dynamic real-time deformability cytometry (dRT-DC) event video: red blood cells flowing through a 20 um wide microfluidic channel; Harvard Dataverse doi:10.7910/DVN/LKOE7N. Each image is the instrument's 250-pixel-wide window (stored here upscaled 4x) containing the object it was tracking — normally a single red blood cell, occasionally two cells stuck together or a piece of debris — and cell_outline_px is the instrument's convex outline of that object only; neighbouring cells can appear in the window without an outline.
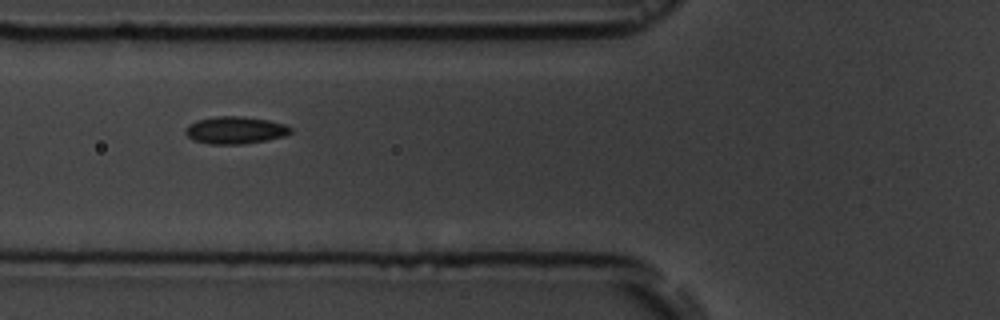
{"species": "common noctule bat (a hibernating species)", "species_latin": "Nyctalus noctula", "temperature_condition": "room temperature", "stored_images_in_passage": 13, "camera_frame_rate_fps": 3000, "um_per_image_px": 0.085, "animal": {"sex": "male", "body_mass_g": 19.5, "forearm_length_mm": 54.6}, "frame": {"image": 1, "passage_image": 4, "time_ms": 3.667, "image_size_px": [1000, 320], "cell_outline_px": [[292, 132], [284, 136], [268, 140], [244, 144], [208, 144], [192, 140], [184, 132], [184, 128], [188, 124], [196, 120], [216, 116], [244, 116], [268, 120], [284, 124], [292, 128]], "centroid_in_image_um": [19.96, 11.06], "position_along_channel_um": 105.8, "area_um2": 16.99}}
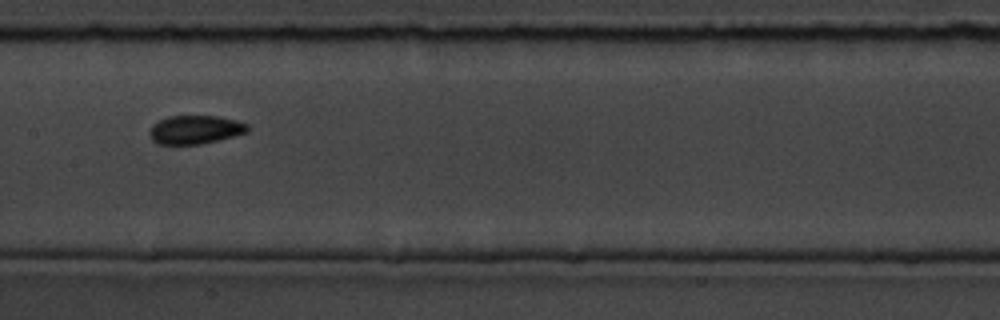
{"frame": {"image": 2, "passage_image": 6, "time_ms": 6.0, "image_size_px": [1000, 320], "cell_outline_px": [[248, 132], [200, 144], [156, 144], [152, 140], [148, 132], [152, 124], [168, 116], [216, 116], [236, 120], [248, 124]], "centroid_in_image_um": [16.55, 11.02], "position_along_channel_um": 190.9, "area_um2": 16.24}, "authors_computed_cell_mechanics": {"area_um2": 16.9354, "velocity_mm_per_s": 3.6325, "shape_relaxation_time_tau1_ms": 2.2631, "shape_relaxation_time_tau2_ms": 2.7757, "deformation_change_tau1": 0.1581, "deformation_change_tau2": 0.0647}}